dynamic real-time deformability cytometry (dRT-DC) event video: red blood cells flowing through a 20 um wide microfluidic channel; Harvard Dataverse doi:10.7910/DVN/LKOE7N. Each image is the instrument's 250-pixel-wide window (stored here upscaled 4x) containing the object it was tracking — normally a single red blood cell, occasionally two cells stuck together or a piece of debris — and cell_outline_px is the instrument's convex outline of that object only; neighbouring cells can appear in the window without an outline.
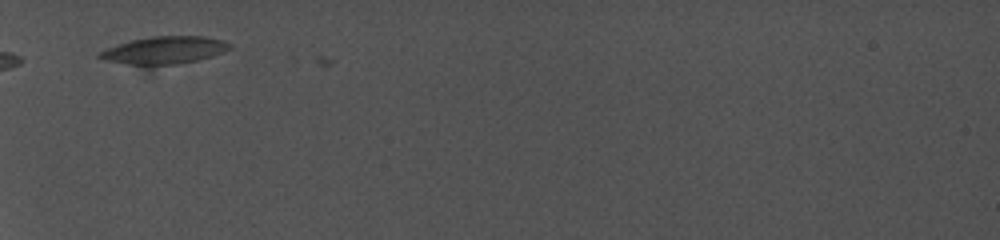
{"species": "common noctule bat (a hibernating species)", "species_latin": "Nyctalus noctula", "temperature_condition": "cold", "stored_images_in_passage": 3, "camera_frame_rate_fps": 5000, "um_per_image_px": 0.085, "animal": {"sex": "female", "body_mass_g": 19.0, "forearm_length_mm": 56.7}, "frame": {"image": 1, "passage_image": 2, "time_ms": 0.8, "image_size_px": [1000, 240], "cell_outline_px": [[232, 44], [228, 48], [220, 52], [196, 60], [152, 72], [148, 72], [108, 60], [96, 56], [100, 52], [108, 48], [132, 40], [148, 36], [204, 36], [224, 40]], "centroid_in_image_um": [13.87, 4.37], "position_along_channel_um": 71.1, "area_um2": 22.14}}